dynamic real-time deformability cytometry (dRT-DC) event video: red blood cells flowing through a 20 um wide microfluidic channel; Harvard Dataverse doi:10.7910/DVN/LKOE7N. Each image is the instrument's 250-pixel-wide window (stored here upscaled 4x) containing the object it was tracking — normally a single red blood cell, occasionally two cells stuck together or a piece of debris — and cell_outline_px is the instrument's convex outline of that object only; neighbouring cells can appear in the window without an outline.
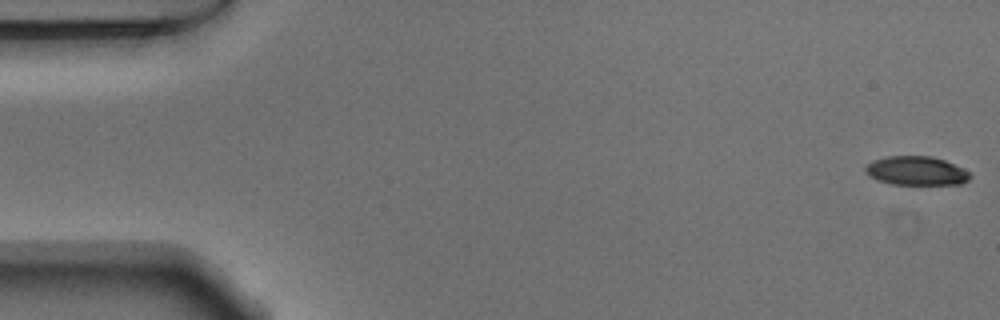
{"species": "Egyptian fruit bat (a non-hibernating species)", "species_latin": "Rousettus aegyptiacus", "temperature_condition": "warm", "stored_images_in_passage": 14, "camera_frame_rate_fps": 3000, "um_per_image_px": 0.085, "animal": {"sex": "male"}, "frame": {"image": 1, "passage_image": 1, "time_ms": 0.0, "image_size_px": [1000, 320], "cell_outline_px": [[972, 176], [968, 180], [960, 184], [892, 184], [876, 180], [864, 168], [872, 160], [888, 156], [932, 156], [944, 160], [972, 172]], "centroid_in_image_um": [77.93, 14.51], "position_along_channel_um": 7.1, "area_um2": 17.57}}
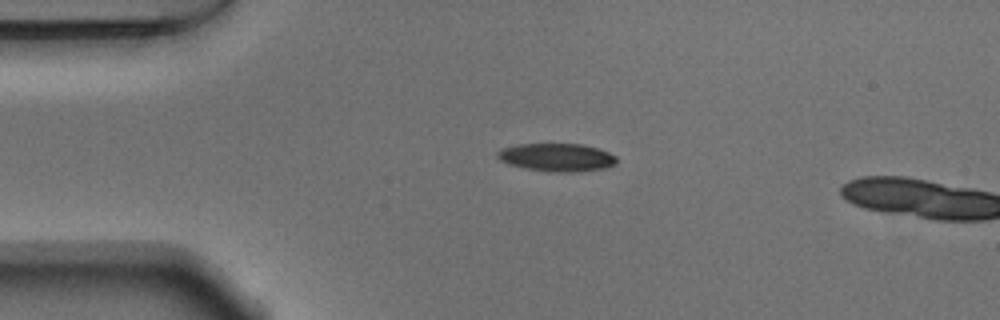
{"frame": {"image": 2, "passage_image": 12, "time_ms": 3.667, "image_size_px": [1000, 320], "cell_outline_px": [[616, 164], [604, 168], [572, 172], [552, 172], [528, 168], [508, 164], [500, 160], [496, 156], [496, 152], [500, 148], [516, 144], [584, 144], [600, 148], [616, 156]], "centroid_in_image_um": [47.31, 13.36], "position_along_channel_um": 37.7, "area_um2": 19.54}}